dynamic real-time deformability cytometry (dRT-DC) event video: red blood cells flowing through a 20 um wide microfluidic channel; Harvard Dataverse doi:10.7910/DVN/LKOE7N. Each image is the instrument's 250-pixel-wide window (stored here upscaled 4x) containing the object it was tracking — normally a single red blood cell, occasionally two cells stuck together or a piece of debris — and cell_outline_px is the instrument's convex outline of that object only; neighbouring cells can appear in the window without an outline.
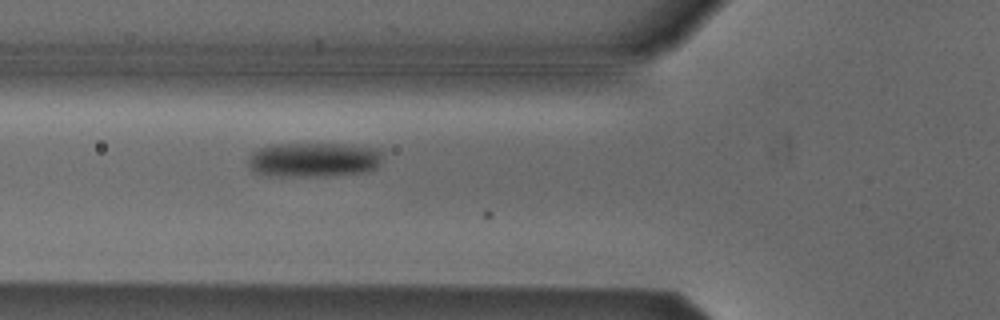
{"species": "Egyptian fruit bat (a non-hibernating species)", "species_latin": "Rousettus aegyptiacus", "temperature_condition": "cold", "stored_images_in_passage": 6, "camera_frame_rate_fps": 3000, "um_per_image_px": 0.085, "animal": {"sex": "male"}, "frame": {"image": 1, "passage_image": 5, "time_ms": 1.333, "image_size_px": [1000, 320], "cell_outline_px": [[380, 164], [376, 168], [364, 172], [324, 176], [264, 176], [252, 172], [248, 164], [248, 160], [252, 152], [260, 148], [272, 144], [340, 144], [376, 148], [380, 152]], "centroid_in_image_um": [26.6, 13.59], "position_along_channel_um": 99.2, "area_um2": 27.17}}